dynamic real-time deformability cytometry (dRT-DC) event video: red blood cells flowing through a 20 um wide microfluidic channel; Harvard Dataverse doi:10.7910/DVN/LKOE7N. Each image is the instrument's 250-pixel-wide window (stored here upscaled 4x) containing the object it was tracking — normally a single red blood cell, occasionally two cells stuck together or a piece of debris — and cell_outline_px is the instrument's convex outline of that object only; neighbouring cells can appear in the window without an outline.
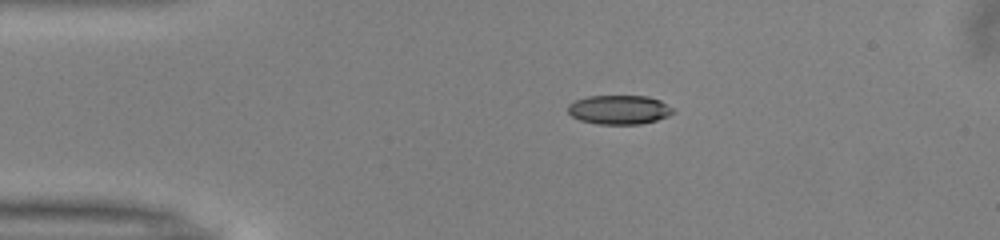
{"species": "common noctule bat (a hibernating species)", "species_latin": "Nyctalus noctula", "temperature_condition": "warm", "stored_images_in_passage": 41, "camera_frame_rate_fps": 3000, "um_per_image_px": 0.085, "animal": {"sex": "male", "body_mass_g": 13.0, "forearm_length_mm": 53.1}, "frame": {"image": 1, "passage_image": 1, "time_ms": 0.0, "image_size_px": [1000, 240], "cell_outline_px": [[676, 112], [668, 116], [656, 120], [640, 124], [596, 124], [580, 120], [572, 116], [568, 112], [568, 104], [576, 100], [588, 96], [648, 96], [660, 100], [676, 108]], "centroid_in_image_um": [52.67, 9.32], "position_along_channel_um": 32.3, "area_um2": 18.03}}
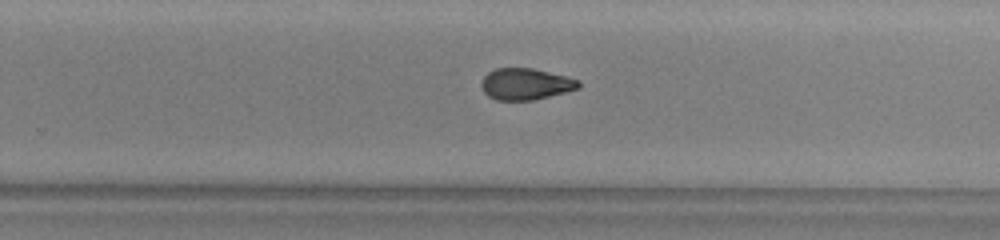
{"frame": {"image": 2, "passage_image": 23, "time_ms": 7.333, "image_size_px": [1000, 240], "cell_outline_px": [[580, 88], [532, 100], [496, 100], [488, 96], [484, 92], [480, 84], [484, 76], [488, 72], [496, 68], [532, 68], [568, 76], [580, 80]], "centroid_in_image_um": [44.68, 7.13], "position_along_channel_um": 285.1, "area_um2": 17.86}}
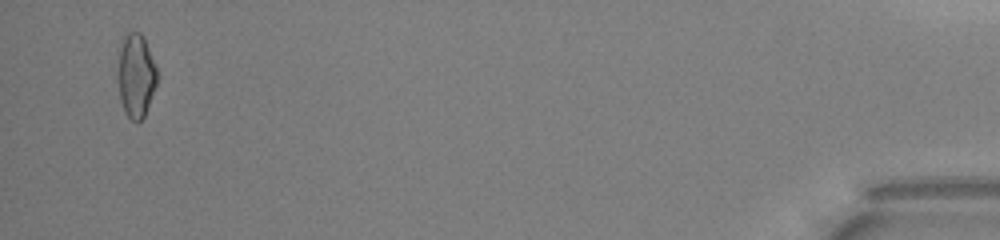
{"frame": {"image": 3, "passage_image": 40, "time_ms": 13.0, "image_size_px": [1000, 240], "cell_outline_px": [[160, 76], [144, 116], [140, 120], [132, 120], [128, 116], [120, 100], [116, 76], [120, 48], [124, 32], [140, 32], [148, 48]], "centroid_in_image_um": [11.55, 6.4], "position_along_channel_um": 423.7, "area_um2": 19.31}, "authors_computed_cell_mechanics": {"area_um2": 18.6116, "velocity_mm_per_s": 4.0378, "shape_relaxation_time_tau1_ms": 10.9125, "shape_relaxation_time_tau2_ms": 3.8508, "deformation_change_tau1": 0.258, "deformation_change_tau2": 0.1015}}